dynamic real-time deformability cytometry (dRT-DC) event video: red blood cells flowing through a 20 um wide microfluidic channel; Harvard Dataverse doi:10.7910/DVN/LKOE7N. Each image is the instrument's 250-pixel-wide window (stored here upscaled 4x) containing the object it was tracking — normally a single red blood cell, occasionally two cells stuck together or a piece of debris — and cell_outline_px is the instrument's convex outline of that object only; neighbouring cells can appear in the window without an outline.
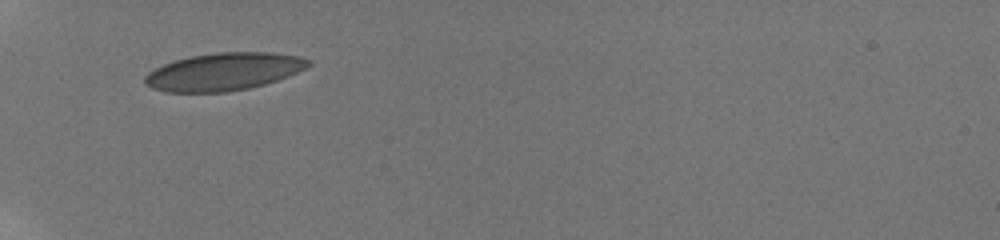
{"species": "human", "species_latin": "Homo sapiens", "temperature_condition": "room temperature", "stored_images_in_passage": 14, "camera_frame_rate_fps": 3000, "um_per_image_px": 0.085, "donor": {"sex": "male"}, "frame": {"image": 1, "passage_image": 1, "time_ms": 0.0, "image_size_px": [1000, 240], "cell_outline_px": [[312, 64], [288, 76], [264, 84], [248, 88], [228, 92], [164, 92], [152, 88], [144, 84], [144, 76], [148, 72], [164, 64], [188, 56], [216, 52], [272, 52], [300, 56], [308, 60]], "centroid_in_image_um": [18.98, 6.09], "position_along_channel_um": 66.0, "area_um2": 35.84}}
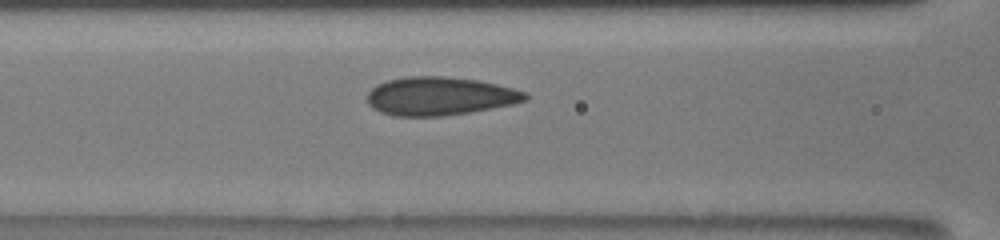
{"frame": {"image": 2, "passage_image": 9, "time_ms": 2.0, "image_size_px": [1000, 240], "cell_outline_px": [[528, 100], [512, 104], [492, 108], [468, 112], [440, 116], [392, 116], [380, 112], [372, 108], [368, 104], [368, 92], [376, 84], [388, 80], [408, 76], [444, 76], [480, 80], [528, 92]], "centroid_in_image_um": [37.37, 8.17], "position_along_channel_um": 129.2, "area_um2": 35.43}}